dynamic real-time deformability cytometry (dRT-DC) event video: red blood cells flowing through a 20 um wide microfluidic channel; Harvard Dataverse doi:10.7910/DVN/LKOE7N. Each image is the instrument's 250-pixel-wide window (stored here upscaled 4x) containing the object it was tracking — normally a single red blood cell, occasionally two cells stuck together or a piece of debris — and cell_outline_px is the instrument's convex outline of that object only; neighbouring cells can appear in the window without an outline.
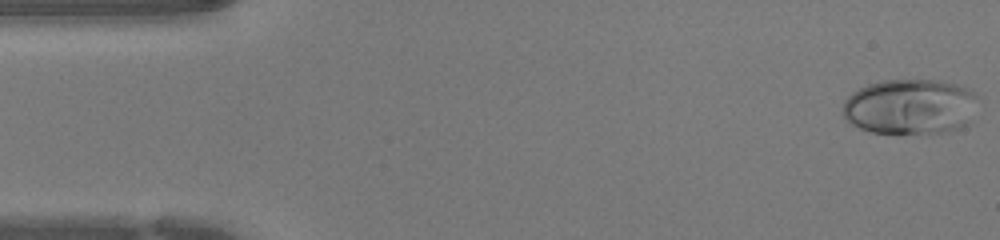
{"species": "human", "species_latin": "Homo sapiens", "temperature_condition": "warm", "stored_images_in_passage": 44, "camera_frame_rate_fps": 3000, "um_per_image_px": 0.085, "donor": {"sex": "female"}, "frame": {"image": 1, "passage_image": 1, "time_ms": 0.0, "image_size_px": [1000, 240], "cell_outline_px": [[976, 96], [968, 124], [960, 128], [944, 132], [900, 136], [872, 132], [860, 128], [844, 120], [844, 100], [852, 92], [868, 84], [880, 80], [940, 80], [956, 84], [968, 88]], "centroid_in_image_um": [77.31, 9.1], "position_along_channel_um": 7.7, "area_um2": 44.22}}
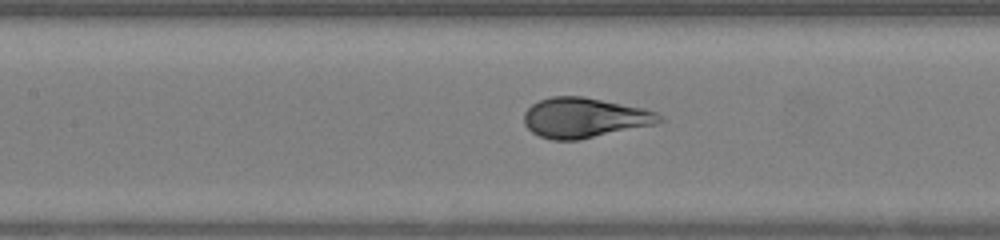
{"frame": {"image": 2, "passage_image": 19, "time_ms": 6.0, "image_size_px": [1000, 240], "cell_outline_px": [[668, 120], [656, 124], [580, 140], [552, 140], [540, 136], [532, 132], [524, 124], [524, 112], [532, 104], [540, 100], [552, 96], [584, 96], [644, 108], [656, 112], [664, 116]], "centroid_in_image_um": [49.73, 10.01], "position_along_channel_um": 157.7, "area_um2": 31.91}}
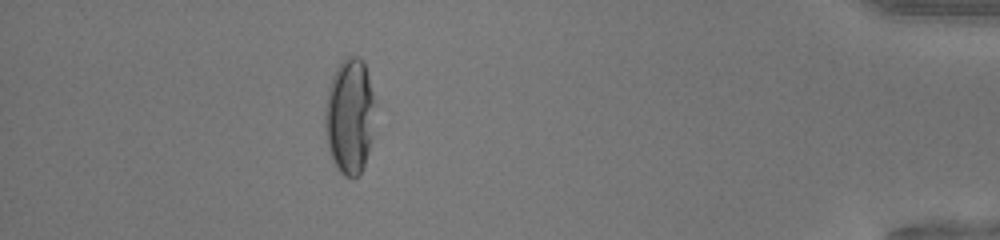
{"frame": {"image": 3, "passage_image": 39, "time_ms": 12.667, "image_size_px": [1000, 240], "cell_outline_px": [[372, 104], [368, 152], [364, 164], [360, 172], [356, 176], [344, 176], [340, 172], [332, 160], [328, 148], [324, 132], [324, 108], [328, 88], [332, 76], [336, 68], [348, 56], [356, 56], [364, 60], [372, 92]], "centroid_in_image_um": [29.64, 9.86], "position_along_channel_um": 405.6, "area_um2": 32.89}}